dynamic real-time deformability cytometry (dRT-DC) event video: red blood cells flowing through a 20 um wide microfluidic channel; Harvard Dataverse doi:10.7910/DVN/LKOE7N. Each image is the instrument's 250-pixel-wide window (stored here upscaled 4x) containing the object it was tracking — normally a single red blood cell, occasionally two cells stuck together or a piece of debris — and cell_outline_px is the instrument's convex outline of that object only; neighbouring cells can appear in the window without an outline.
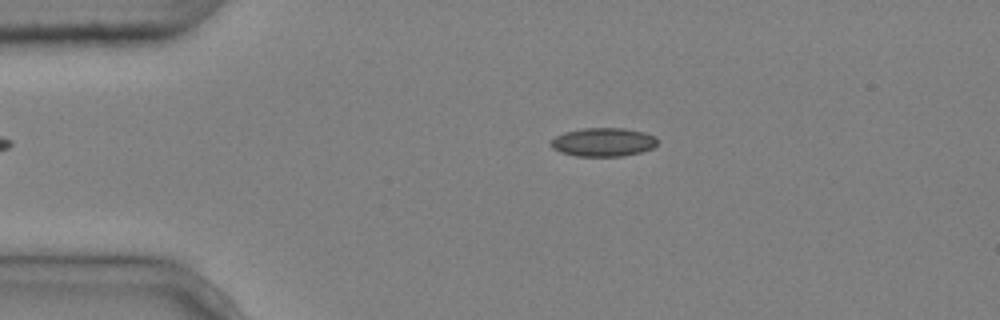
{"species": "common noctule bat (a hibernating species)", "species_latin": "Nyctalus noctula", "temperature_condition": "cold", "stored_images_in_passage": 6, "camera_frame_rate_fps": 3000, "um_per_image_px": 0.085, "animal": {"sex": "male", "body_mass_g": 20.4}, "frame": {"image": 1, "passage_image": 2, "time_ms": 0.333, "image_size_px": [1000, 320], "cell_outline_px": [[656, 144], [652, 148], [640, 152], [620, 156], [576, 156], [560, 152], [552, 148], [548, 144], [556, 136], [564, 132], [584, 128], [624, 128], [644, 132], [656, 136]], "centroid_in_image_um": [51.24, 12.07], "position_along_channel_um": 33.8, "area_um2": 17.74}}
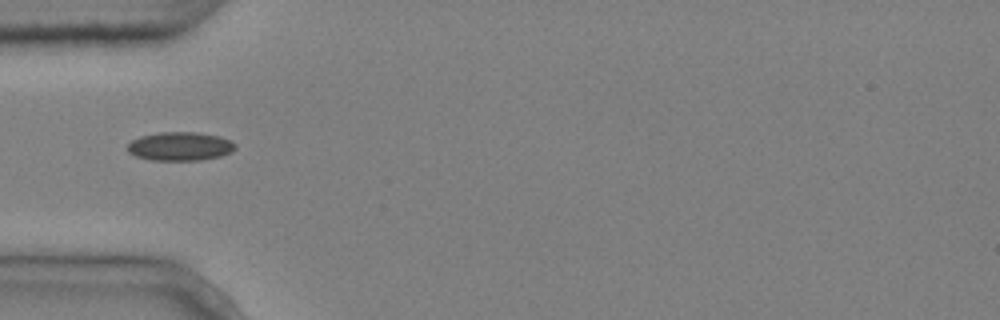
{"frame": {"image": 2, "passage_image": 4, "time_ms": 1.0, "image_size_px": [1000, 320], "cell_outline_px": [[236, 148], [232, 152], [220, 156], [200, 160], [152, 160], [136, 156], [128, 152], [128, 144], [132, 140], [140, 136], [160, 132], [196, 132], [220, 136], [232, 140], [236, 144]], "centroid_in_image_um": [15.34, 12.43], "position_along_channel_um": 69.7, "area_um2": 18.09}}